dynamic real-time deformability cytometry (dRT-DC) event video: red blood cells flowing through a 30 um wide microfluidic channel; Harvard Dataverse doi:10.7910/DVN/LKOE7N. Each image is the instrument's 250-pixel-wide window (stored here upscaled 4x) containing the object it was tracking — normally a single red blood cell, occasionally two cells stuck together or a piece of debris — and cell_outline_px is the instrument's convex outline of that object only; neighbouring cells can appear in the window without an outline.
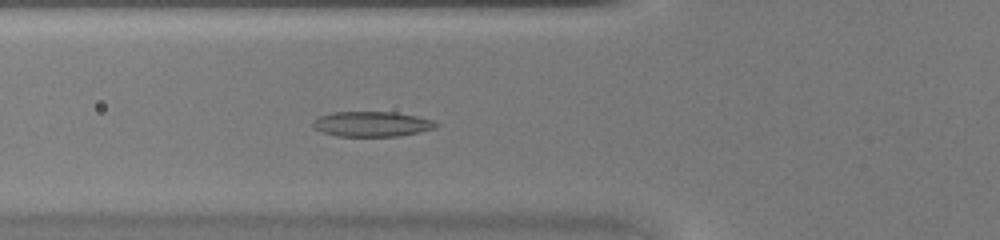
{"species": "common noctule bat (a hibernating species)", "species_latin": "Nyctalus noctula", "temperature_condition": "warm", "stored_images_in_passage": 42, "camera_frame_rate_fps": 3000, "um_per_image_px": 0.085, "animal": {"sex": "female", "body_mass_g": 20.0, "forearm_length_mm": 54.0}, "frame": {"image": 1, "passage_image": 13, "time_ms": 4.0, "image_size_px": [1000, 240], "cell_outline_px": [[436, 128], [420, 132], [396, 136], [336, 136], [320, 132], [312, 124], [312, 120], [316, 116], [332, 112], [396, 112], [416, 116], [432, 120], [436, 124]], "centroid_in_image_um": [31.54, 10.54], "position_along_channel_um": 94.3, "area_um2": 18.09}}
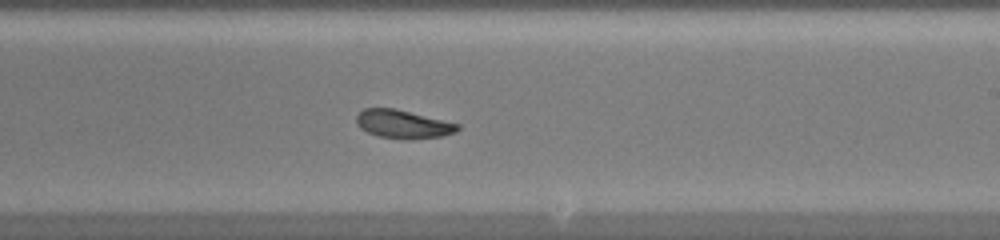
{"frame": {"image": 2, "passage_image": 24, "time_ms": 7.667, "image_size_px": [1000, 240], "cell_outline_px": [[460, 128], [456, 132], [440, 136], [412, 140], [408, 140], [380, 136], [368, 132], [360, 128], [356, 120], [356, 116], [364, 108], [396, 108], [460, 124]], "centroid_in_image_um": [34.28, 10.55], "position_along_channel_um": 254.7, "area_um2": 16.76}}
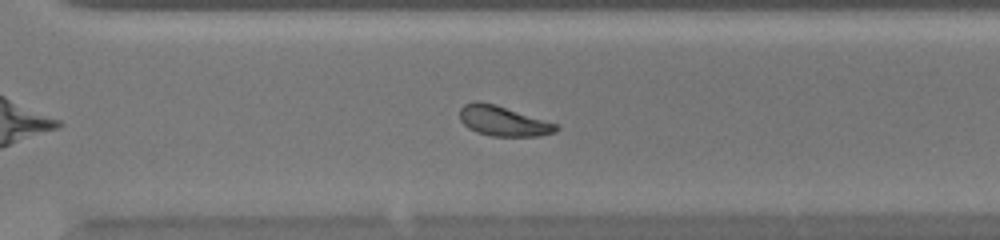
{"frame": {"image": 3, "passage_image": 29, "time_ms": 9.333, "image_size_px": [1000, 240], "cell_outline_px": [[560, 128], [556, 132], [540, 136], [492, 136], [476, 132], [468, 128], [460, 120], [460, 108], [464, 104], [472, 100], [480, 100], [496, 104], [560, 124]], "centroid_in_image_um": [42.79, 10.27], "position_along_channel_um": 327.8, "area_um2": 17.34}}